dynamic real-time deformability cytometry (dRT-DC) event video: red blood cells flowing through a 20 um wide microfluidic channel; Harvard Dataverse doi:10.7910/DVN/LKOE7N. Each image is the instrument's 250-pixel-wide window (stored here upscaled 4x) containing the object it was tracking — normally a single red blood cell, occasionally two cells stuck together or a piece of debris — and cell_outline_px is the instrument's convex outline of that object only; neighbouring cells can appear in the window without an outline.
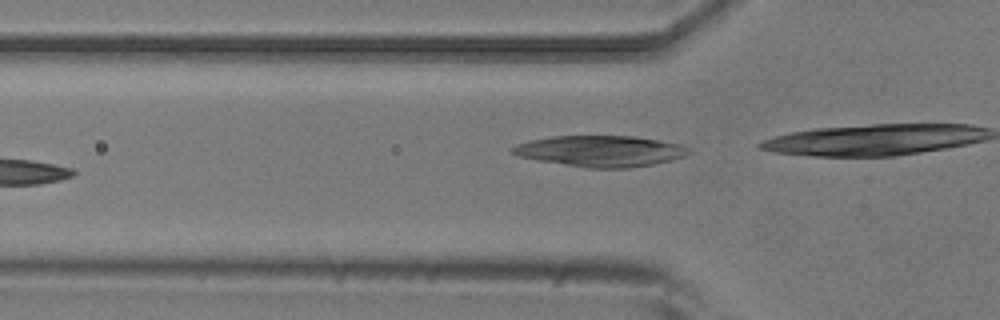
{"species": "common noctule bat (a hibernating species)", "species_latin": "Nyctalus noctula", "temperature_condition": "room temperature", "stored_images_in_passage": 4, "camera_frame_rate_fps": 3000, "um_per_image_px": 0.085, "animal": {"sex": "male", "body_mass_g": 20.5, "forearm_length_mm": 52.5}, "frame": {"image": 1, "passage_image": 3, "time_ms": 0.667, "image_size_px": [1000, 320], "cell_outline_px": [[692, 152], [684, 156], [672, 160], [652, 164], [628, 168], [588, 168], [536, 160], [520, 156], [512, 152], [508, 148], [532, 140], [552, 136], [632, 136], [680, 144], [688, 148]], "centroid_in_image_um": [51.05, 12.85], "position_along_channel_um": 74.8, "area_um2": 31.62}}